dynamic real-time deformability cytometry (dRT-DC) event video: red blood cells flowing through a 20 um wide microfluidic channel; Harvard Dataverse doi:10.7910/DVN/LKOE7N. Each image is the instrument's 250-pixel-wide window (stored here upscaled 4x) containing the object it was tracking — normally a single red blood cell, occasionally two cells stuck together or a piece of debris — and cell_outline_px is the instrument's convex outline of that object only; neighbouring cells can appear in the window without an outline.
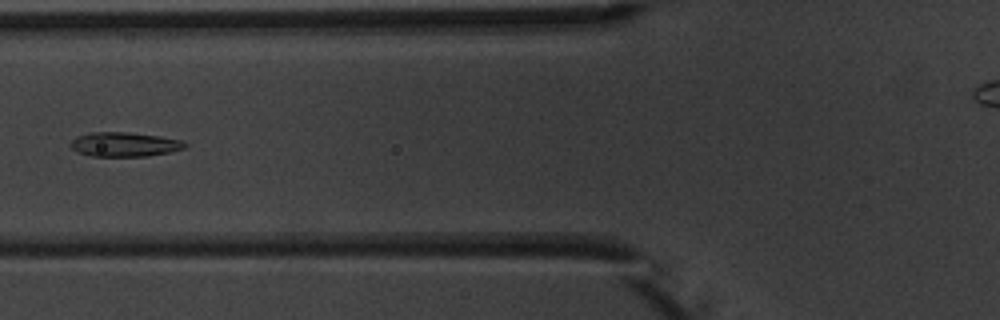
{"species": "common noctule bat (a hibernating species)", "species_latin": "Nyctalus noctula", "temperature_condition": "warm", "stored_images_in_passage": 7, "camera_frame_rate_fps": 3000, "um_per_image_px": 0.085, "animal": {"sex": "male", "body_mass_g": 20.1, "forearm_length_mm": 53.5}, "frame": {"image": 1, "passage_image": 6, "time_ms": 6.667, "image_size_px": [1000, 320], "cell_outline_px": [[188, 144], [184, 148], [168, 152], [148, 156], [92, 156], [80, 152], [72, 148], [68, 144], [76, 136], [92, 132], [128, 132], [160, 136], [184, 140]], "centroid_in_image_um": [10.59, 12.26], "position_along_channel_um": 115.2, "area_um2": 16.24}}
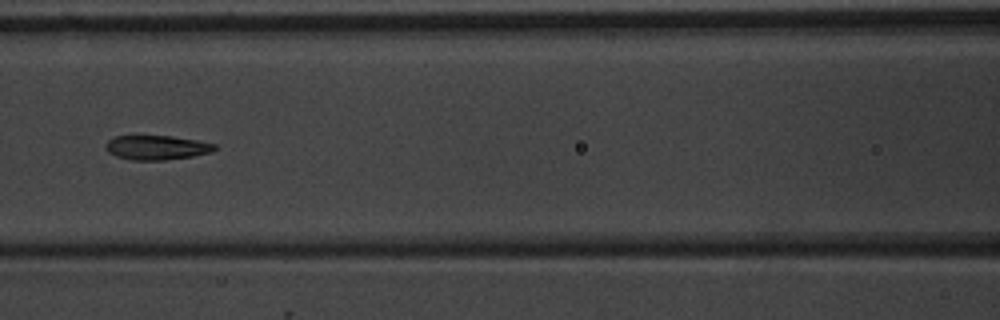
{"frame": {"image": 2, "passage_image": 7, "time_ms": 7.667, "image_size_px": [1000, 320], "cell_outline_px": [[216, 148], [212, 152], [192, 156], [164, 160], [132, 160], [116, 156], [108, 152], [104, 148], [104, 144], [112, 136], [172, 136], [196, 140], [216, 144]], "centroid_in_image_um": [13.28, 12.54], "position_along_channel_um": 153.3, "area_um2": 15.55}}